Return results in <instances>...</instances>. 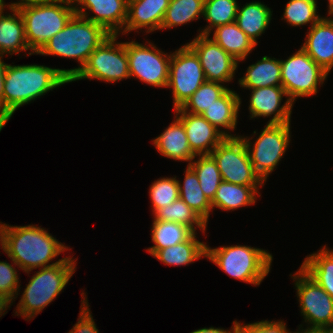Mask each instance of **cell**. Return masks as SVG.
<instances>
[{"instance_id":"bcb514c9","label":"cell","mask_w":333,"mask_h":333,"mask_svg":"<svg viewBox=\"0 0 333 333\" xmlns=\"http://www.w3.org/2000/svg\"><path fill=\"white\" fill-rule=\"evenodd\" d=\"M5 226L6 224L3 222H0V249L4 251V245H5Z\"/></svg>"},{"instance_id":"277c9868","label":"cell","mask_w":333,"mask_h":333,"mask_svg":"<svg viewBox=\"0 0 333 333\" xmlns=\"http://www.w3.org/2000/svg\"><path fill=\"white\" fill-rule=\"evenodd\" d=\"M76 261L77 258L74 259L73 256H64L61 262L35 272L16 305L15 316H21L27 321L33 320L48 304L50 305L75 273Z\"/></svg>"},{"instance_id":"ba28073f","label":"cell","mask_w":333,"mask_h":333,"mask_svg":"<svg viewBox=\"0 0 333 333\" xmlns=\"http://www.w3.org/2000/svg\"><path fill=\"white\" fill-rule=\"evenodd\" d=\"M118 36L110 35L97 47L70 83L83 79H96L112 84L130 78L126 42H117Z\"/></svg>"},{"instance_id":"7dc6e473","label":"cell","mask_w":333,"mask_h":333,"mask_svg":"<svg viewBox=\"0 0 333 333\" xmlns=\"http://www.w3.org/2000/svg\"><path fill=\"white\" fill-rule=\"evenodd\" d=\"M328 15L333 16V0H328Z\"/></svg>"},{"instance_id":"ffe728a7","label":"cell","mask_w":333,"mask_h":333,"mask_svg":"<svg viewBox=\"0 0 333 333\" xmlns=\"http://www.w3.org/2000/svg\"><path fill=\"white\" fill-rule=\"evenodd\" d=\"M239 94L231 88L218 100H215L201 115L215 126L226 138H236L241 135L231 134L238 124L240 106ZM223 129V130H222Z\"/></svg>"},{"instance_id":"60d3db41","label":"cell","mask_w":333,"mask_h":333,"mask_svg":"<svg viewBox=\"0 0 333 333\" xmlns=\"http://www.w3.org/2000/svg\"><path fill=\"white\" fill-rule=\"evenodd\" d=\"M3 55H0V132L3 129V93H4V80L8 63L3 60Z\"/></svg>"},{"instance_id":"4316f807","label":"cell","mask_w":333,"mask_h":333,"mask_svg":"<svg viewBox=\"0 0 333 333\" xmlns=\"http://www.w3.org/2000/svg\"><path fill=\"white\" fill-rule=\"evenodd\" d=\"M193 233L186 241L158 250L153 257L167 266H187L206 258V243Z\"/></svg>"},{"instance_id":"4dcf8cb0","label":"cell","mask_w":333,"mask_h":333,"mask_svg":"<svg viewBox=\"0 0 333 333\" xmlns=\"http://www.w3.org/2000/svg\"><path fill=\"white\" fill-rule=\"evenodd\" d=\"M205 0H170L166 9L161 30L177 28L204 15Z\"/></svg>"},{"instance_id":"681fc988","label":"cell","mask_w":333,"mask_h":333,"mask_svg":"<svg viewBox=\"0 0 333 333\" xmlns=\"http://www.w3.org/2000/svg\"><path fill=\"white\" fill-rule=\"evenodd\" d=\"M0 8H7V4L4 0H0Z\"/></svg>"},{"instance_id":"3957f363","label":"cell","mask_w":333,"mask_h":333,"mask_svg":"<svg viewBox=\"0 0 333 333\" xmlns=\"http://www.w3.org/2000/svg\"><path fill=\"white\" fill-rule=\"evenodd\" d=\"M110 35L101 25L74 14L66 26L52 36L36 54L77 60L78 67L66 69V78L71 81L87 63L91 53Z\"/></svg>"},{"instance_id":"7c38bea8","label":"cell","mask_w":333,"mask_h":333,"mask_svg":"<svg viewBox=\"0 0 333 333\" xmlns=\"http://www.w3.org/2000/svg\"><path fill=\"white\" fill-rule=\"evenodd\" d=\"M210 155L217 163L222 181L244 186H265L254 171L241 137L225 138Z\"/></svg>"},{"instance_id":"7a4b0ae2","label":"cell","mask_w":333,"mask_h":333,"mask_svg":"<svg viewBox=\"0 0 333 333\" xmlns=\"http://www.w3.org/2000/svg\"><path fill=\"white\" fill-rule=\"evenodd\" d=\"M48 230L38 225L5 226L4 252L28 275L34 269L61 262H52L58 255L72 248L59 242ZM52 262V263H51ZM51 263V264H50Z\"/></svg>"},{"instance_id":"2e32d148","label":"cell","mask_w":333,"mask_h":333,"mask_svg":"<svg viewBox=\"0 0 333 333\" xmlns=\"http://www.w3.org/2000/svg\"><path fill=\"white\" fill-rule=\"evenodd\" d=\"M75 14L119 35L127 20L128 0H73ZM91 11L92 16L89 14Z\"/></svg>"},{"instance_id":"484cf974","label":"cell","mask_w":333,"mask_h":333,"mask_svg":"<svg viewBox=\"0 0 333 333\" xmlns=\"http://www.w3.org/2000/svg\"><path fill=\"white\" fill-rule=\"evenodd\" d=\"M238 85L244 89H256L267 86H281L280 59L263 56L247 67L245 75L239 78Z\"/></svg>"},{"instance_id":"74e56055","label":"cell","mask_w":333,"mask_h":333,"mask_svg":"<svg viewBox=\"0 0 333 333\" xmlns=\"http://www.w3.org/2000/svg\"><path fill=\"white\" fill-rule=\"evenodd\" d=\"M11 261L13 264L0 261V293L6 295L14 302L20 295L18 292H20L21 284H19L20 276L17 273L19 267L13 260Z\"/></svg>"},{"instance_id":"f6af8a7d","label":"cell","mask_w":333,"mask_h":333,"mask_svg":"<svg viewBox=\"0 0 333 333\" xmlns=\"http://www.w3.org/2000/svg\"><path fill=\"white\" fill-rule=\"evenodd\" d=\"M303 326L305 325L300 324L298 329L295 332L293 331V333H326V331L321 328H304Z\"/></svg>"},{"instance_id":"8fae6325","label":"cell","mask_w":333,"mask_h":333,"mask_svg":"<svg viewBox=\"0 0 333 333\" xmlns=\"http://www.w3.org/2000/svg\"><path fill=\"white\" fill-rule=\"evenodd\" d=\"M126 51L130 78L155 88L167 87L172 52L164 53L151 41L144 44L135 40L126 41Z\"/></svg>"},{"instance_id":"9c48e42d","label":"cell","mask_w":333,"mask_h":333,"mask_svg":"<svg viewBox=\"0 0 333 333\" xmlns=\"http://www.w3.org/2000/svg\"><path fill=\"white\" fill-rule=\"evenodd\" d=\"M280 63L281 86L293 104L299 97L316 95L329 75L301 47Z\"/></svg>"},{"instance_id":"c3c4849f","label":"cell","mask_w":333,"mask_h":333,"mask_svg":"<svg viewBox=\"0 0 333 333\" xmlns=\"http://www.w3.org/2000/svg\"><path fill=\"white\" fill-rule=\"evenodd\" d=\"M323 329L326 331V333H333V322Z\"/></svg>"},{"instance_id":"8d00e7d4","label":"cell","mask_w":333,"mask_h":333,"mask_svg":"<svg viewBox=\"0 0 333 333\" xmlns=\"http://www.w3.org/2000/svg\"><path fill=\"white\" fill-rule=\"evenodd\" d=\"M149 196L151 200L152 214L158 209L172 204L179 198V185L175 177H162L150 185Z\"/></svg>"},{"instance_id":"7bdbcfd3","label":"cell","mask_w":333,"mask_h":333,"mask_svg":"<svg viewBox=\"0 0 333 333\" xmlns=\"http://www.w3.org/2000/svg\"><path fill=\"white\" fill-rule=\"evenodd\" d=\"M13 304V301L8 298L6 295L0 293V318L2 315L4 316L10 308V306Z\"/></svg>"},{"instance_id":"7402d4cb","label":"cell","mask_w":333,"mask_h":333,"mask_svg":"<svg viewBox=\"0 0 333 333\" xmlns=\"http://www.w3.org/2000/svg\"><path fill=\"white\" fill-rule=\"evenodd\" d=\"M151 141L160 155L171 160L188 162L189 165L196 156L190 149L182 122L175 115L171 124Z\"/></svg>"},{"instance_id":"ac0fdd59","label":"cell","mask_w":333,"mask_h":333,"mask_svg":"<svg viewBox=\"0 0 333 333\" xmlns=\"http://www.w3.org/2000/svg\"><path fill=\"white\" fill-rule=\"evenodd\" d=\"M170 0H128L127 20L121 35L130 32L152 33L161 30Z\"/></svg>"},{"instance_id":"8992f818","label":"cell","mask_w":333,"mask_h":333,"mask_svg":"<svg viewBox=\"0 0 333 333\" xmlns=\"http://www.w3.org/2000/svg\"><path fill=\"white\" fill-rule=\"evenodd\" d=\"M18 9L24 21L28 46L34 54L61 31L75 14L73 0H46Z\"/></svg>"},{"instance_id":"1f68e13d","label":"cell","mask_w":333,"mask_h":333,"mask_svg":"<svg viewBox=\"0 0 333 333\" xmlns=\"http://www.w3.org/2000/svg\"><path fill=\"white\" fill-rule=\"evenodd\" d=\"M153 217L154 218L152 219L154 220L171 221L183 224L190 228L194 233H197V229H200L203 234L207 230V223L180 197L172 204L158 209L153 214Z\"/></svg>"},{"instance_id":"83f0119b","label":"cell","mask_w":333,"mask_h":333,"mask_svg":"<svg viewBox=\"0 0 333 333\" xmlns=\"http://www.w3.org/2000/svg\"><path fill=\"white\" fill-rule=\"evenodd\" d=\"M300 268L333 298V249L324 245L305 257Z\"/></svg>"},{"instance_id":"e0dca14e","label":"cell","mask_w":333,"mask_h":333,"mask_svg":"<svg viewBox=\"0 0 333 333\" xmlns=\"http://www.w3.org/2000/svg\"><path fill=\"white\" fill-rule=\"evenodd\" d=\"M175 116L182 122L190 149L195 155H210L212 150L226 137L202 115L174 110Z\"/></svg>"},{"instance_id":"6da1fadb","label":"cell","mask_w":333,"mask_h":333,"mask_svg":"<svg viewBox=\"0 0 333 333\" xmlns=\"http://www.w3.org/2000/svg\"><path fill=\"white\" fill-rule=\"evenodd\" d=\"M66 83H70L66 69L8 64L4 80L3 127L20 107Z\"/></svg>"},{"instance_id":"44dd1931","label":"cell","mask_w":333,"mask_h":333,"mask_svg":"<svg viewBox=\"0 0 333 333\" xmlns=\"http://www.w3.org/2000/svg\"><path fill=\"white\" fill-rule=\"evenodd\" d=\"M0 8V55H20V51H29L28 56L35 55L28 46L24 21L18 8Z\"/></svg>"},{"instance_id":"d6a6232c","label":"cell","mask_w":333,"mask_h":333,"mask_svg":"<svg viewBox=\"0 0 333 333\" xmlns=\"http://www.w3.org/2000/svg\"><path fill=\"white\" fill-rule=\"evenodd\" d=\"M238 6L237 0H205L203 18L209 24L200 28L198 35L211 36L217 26L236 22Z\"/></svg>"},{"instance_id":"9a60e30c","label":"cell","mask_w":333,"mask_h":333,"mask_svg":"<svg viewBox=\"0 0 333 333\" xmlns=\"http://www.w3.org/2000/svg\"><path fill=\"white\" fill-rule=\"evenodd\" d=\"M246 90L251 92L248 105L250 120L271 117L267 124L291 123L294 104L290 101L282 86H267ZM284 96L286 99L282 104Z\"/></svg>"},{"instance_id":"836d02e7","label":"cell","mask_w":333,"mask_h":333,"mask_svg":"<svg viewBox=\"0 0 333 333\" xmlns=\"http://www.w3.org/2000/svg\"><path fill=\"white\" fill-rule=\"evenodd\" d=\"M188 166L196 173L203 193L212 202L222 182L216 161L211 155H196Z\"/></svg>"},{"instance_id":"30bf717a","label":"cell","mask_w":333,"mask_h":333,"mask_svg":"<svg viewBox=\"0 0 333 333\" xmlns=\"http://www.w3.org/2000/svg\"><path fill=\"white\" fill-rule=\"evenodd\" d=\"M206 81L199 57L187 43L172 53L166 88L172 89L174 110L181 108Z\"/></svg>"},{"instance_id":"4fadbf2b","label":"cell","mask_w":333,"mask_h":333,"mask_svg":"<svg viewBox=\"0 0 333 333\" xmlns=\"http://www.w3.org/2000/svg\"><path fill=\"white\" fill-rule=\"evenodd\" d=\"M305 328H325L333 322V298L301 268L290 274Z\"/></svg>"},{"instance_id":"5b68a950","label":"cell","mask_w":333,"mask_h":333,"mask_svg":"<svg viewBox=\"0 0 333 333\" xmlns=\"http://www.w3.org/2000/svg\"><path fill=\"white\" fill-rule=\"evenodd\" d=\"M206 259L233 279L258 286L268 276L273 256L265 249L248 245H224L218 248L206 245Z\"/></svg>"},{"instance_id":"d4e9b609","label":"cell","mask_w":333,"mask_h":333,"mask_svg":"<svg viewBox=\"0 0 333 333\" xmlns=\"http://www.w3.org/2000/svg\"><path fill=\"white\" fill-rule=\"evenodd\" d=\"M214 30V31H213ZM212 30L215 43L240 63L255 50L256 44L238 27L236 22L217 26Z\"/></svg>"},{"instance_id":"52a82bcc","label":"cell","mask_w":333,"mask_h":333,"mask_svg":"<svg viewBox=\"0 0 333 333\" xmlns=\"http://www.w3.org/2000/svg\"><path fill=\"white\" fill-rule=\"evenodd\" d=\"M291 123L267 124L258 138L240 136L246 146L254 171L266 183L267 178L277 168L291 141Z\"/></svg>"},{"instance_id":"ab89813d","label":"cell","mask_w":333,"mask_h":333,"mask_svg":"<svg viewBox=\"0 0 333 333\" xmlns=\"http://www.w3.org/2000/svg\"><path fill=\"white\" fill-rule=\"evenodd\" d=\"M81 305L78 321L74 324L73 328L67 333H99L96 323L94 322L91 308H89L87 294L83 291L81 293Z\"/></svg>"},{"instance_id":"ee69618b","label":"cell","mask_w":333,"mask_h":333,"mask_svg":"<svg viewBox=\"0 0 333 333\" xmlns=\"http://www.w3.org/2000/svg\"><path fill=\"white\" fill-rule=\"evenodd\" d=\"M43 1H46V0H19V1L7 4V8H20L25 5L36 4L39 2H43Z\"/></svg>"},{"instance_id":"b9f144b4","label":"cell","mask_w":333,"mask_h":333,"mask_svg":"<svg viewBox=\"0 0 333 333\" xmlns=\"http://www.w3.org/2000/svg\"><path fill=\"white\" fill-rule=\"evenodd\" d=\"M233 325L231 326V329H223V328H216V327H204V328H200L197 330H194L190 333H238V321L235 320L232 322Z\"/></svg>"},{"instance_id":"f1b7e54d","label":"cell","mask_w":333,"mask_h":333,"mask_svg":"<svg viewBox=\"0 0 333 333\" xmlns=\"http://www.w3.org/2000/svg\"><path fill=\"white\" fill-rule=\"evenodd\" d=\"M184 174L183 182L177 179L179 197L208 224L210 212H213L211 202L203 193L196 173L188 165Z\"/></svg>"},{"instance_id":"e575fe53","label":"cell","mask_w":333,"mask_h":333,"mask_svg":"<svg viewBox=\"0 0 333 333\" xmlns=\"http://www.w3.org/2000/svg\"><path fill=\"white\" fill-rule=\"evenodd\" d=\"M230 88L217 82H204L180 108L183 112L201 115Z\"/></svg>"},{"instance_id":"d590c367","label":"cell","mask_w":333,"mask_h":333,"mask_svg":"<svg viewBox=\"0 0 333 333\" xmlns=\"http://www.w3.org/2000/svg\"><path fill=\"white\" fill-rule=\"evenodd\" d=\"M315 0H289L285 6L281 20L292 27H301L310 24L311 28L322 17L318 14Z\"/></svg>"},{"instance_id":"cb8c5ba5","label":"cell","mask_w":333,"mask_h":333,"mask_svg":"<svg viewBox=\"0 0 333 333\" xmlns=\"http://www.w3.org/2000/svg\"><path fill=\"white\" fill-rule=\"evenodd\" d=\"M260 187L244 186L222 181L211 202L212 210L218 208L222 211H234L238 208L247 207L256 203Z\"/></svg>"},{"instance_id":"f546056e","label":"cell","mask_w":333,"mask_h":333,"mask_svg":"<svg viewBox=\"0 0 333 333\" xmlns=\"http://www.w3.org/2000/svg\"><path fill=\"white\" fill-rule=\"evenodd\" d=\"M152 221L151 240L154 245L145 249L151 256L158 250L186 241L194 233L183 224L154 219Z\"/></svg>"},{"instance_id":"5bb4252c","label":"cell","mask_w":333,"mask_h":333,"mask_svg":"<svg viewBox=\"0 0 333 333\" xmlns=\"http://www.w3.org/2000/svg\"><path fill=\"white\" fill-rule=\"evenodd\" d=\"M199 57L206 80L224 84L232 82L239 63L208 35H197L187 43ZM232 80V81H231Z\"/></svg>"},{"instance_id":"f35d334b","label":"cell","mask_w":333,"mask_h":333,"mask_svg":"<svg viewBox=\"0 0 333 333\" xmlns=\"http://www.w3.org/2000/svg\"><path fill=\"white\" fill-rule=\"evenodd\" d=\"M283 320H261L249 324L238 322V333H293Z\"/></svg>"},{"instance_id":"603a6c76","label":"cell","mask_w":333,"mask_h":333,"mask_svg":"<svg viewBox=\"0 0 333 333\" xmlns=\"http://www.w3.org/2000/svg\"><path fill=\"white\" fill-rule=\"evenodd\" d=\"M271 8L261 1H252L238 6L236 23L238 27L258 45L259 37L268 29L272 20Z\"/></svg>"},{"instance_id":"d6986e66","label":"cell","mask_w":333,"mask_h":333,"mask_svg":"<svg viewBox=\"0 0 333 333\" xmlns=\"http://www.w3.org/2000/svg\"><path fill=\"white\" fill-rule=\"evenodd\" d=\"M301 48L324 71L333 69V16L323 17L307 32Z\"/></svg>"}]
</instances>
